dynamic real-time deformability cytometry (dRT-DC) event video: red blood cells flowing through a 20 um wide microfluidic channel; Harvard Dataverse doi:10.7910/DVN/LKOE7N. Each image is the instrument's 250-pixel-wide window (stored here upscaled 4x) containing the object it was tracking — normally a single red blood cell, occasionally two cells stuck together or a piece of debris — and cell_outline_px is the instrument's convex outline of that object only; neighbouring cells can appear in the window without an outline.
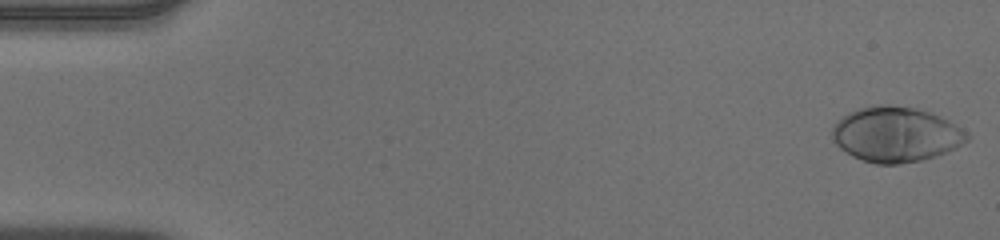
{"species": "human", "species_latin": "Homo sapiens", "temperature_condition": "warm", "stored_images_in_passage": 52, "camera_frame_rate_fps": 3000, "um_per_image_px": 0.085, "donor": {"sex": "male"}, "frame": {"image": 1, "passage_image": 1, "time_ms": 0.0, "image_size_px": [1000, 240], "cell_outline_px": [[968, 140], [956, 148], [936, 156], [920, 160], [900, 164], [876, 164], [852, 156], [840, 148], [832, 140], [832, 128], [844, 116], [860, 108], [880, 104], [888, 104], [916, 108], [940, 116], [948, 120], [960, 128], [968, 136]], "centroid_in_image_um": [76.14, 11.43], "position_along_channel_um": 8.9, "area_um2": 42.89}}
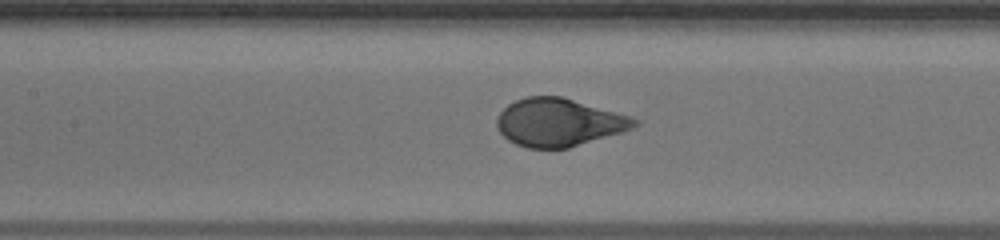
{"frame": {"image": 2, "passage_image": 24, "time_ms": 7.667, "image_size_px": [1000, 240], "cell_outline_px": [[640, 124], [624, 132], [568, 148], [528, 148], [516, 144], [508, 140], [500, 132], [496, 124], [496, 120], [500, 112], [508, 104], [524, 96], [560, 96], [632, 116], [640, 120]], "centroid_in_image_um": [47.53, 10.4], "position_along_channel_um": 159.9, "area_um2": 38.55}}
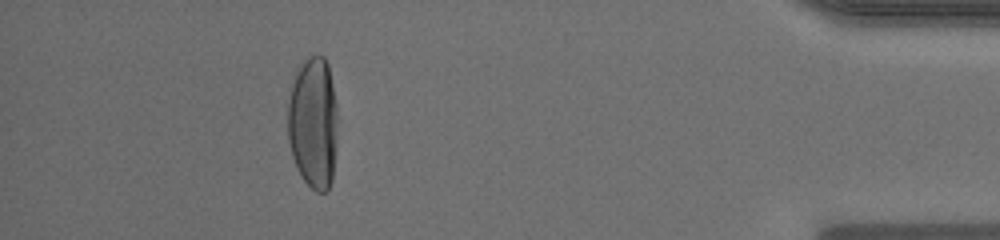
{"frame": {"image": 3, "passage_image": 47, "time_ms": 15.333, "image_size_px": [1000, 240], "cell_outline_px": [[336, 148], [332, 180], [328, 192], [316, 192], [300, 176], [296, 168], [292, 156], [288, 140], [288, 100], [292, 84], [296, 72], [300, 64], [308, 56], [324, 56], [328, 64], [336, 104]], "centroid_in_image_um": [26.61, 10.47], "position_along_channel_um": 408.6, "area_um2": 38.55}, "authors_computed_cell_mechanics": {"area_um2": 40.1132, "velocity_mm_per_s": 3.9178, "shape_relaxation_time_tau1_ms": 3.0897, "shape_relaxation_time_tau2_ms": null, "deformation_change_tau1": 0.2202, "deformation_change_tau2": null}}